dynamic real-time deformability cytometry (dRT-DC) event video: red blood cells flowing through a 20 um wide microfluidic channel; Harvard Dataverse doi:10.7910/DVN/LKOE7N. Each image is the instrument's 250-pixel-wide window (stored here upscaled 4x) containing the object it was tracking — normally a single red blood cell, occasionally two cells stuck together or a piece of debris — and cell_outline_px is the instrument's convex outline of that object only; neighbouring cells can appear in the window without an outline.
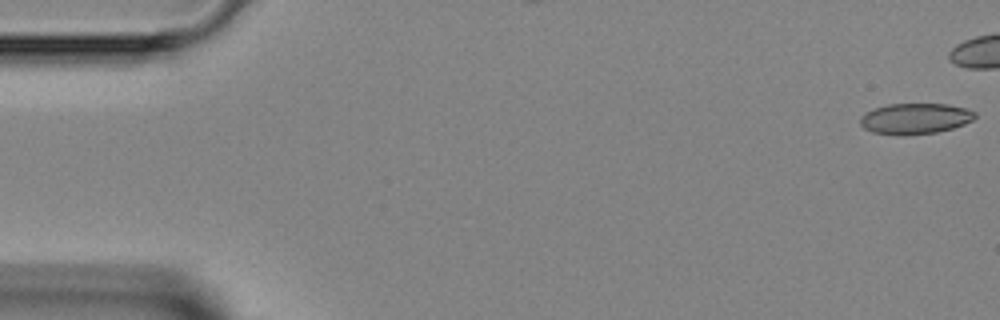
{"species": "Egyptian fruit bat (a non-hibernating species)", "species_latin": "Rousettus aegyptiacus", "temperature_condition": "room temperature", "stored_images_in_passage": 37, "camera_frame_rate_fps": 3000, "um_per_image_px": 0.085, "animal": {"sex": "female"}, "frame": {"image": 1, "passage_image": 1, "time_ms": 0.0, "image_size_px": [1000, 320], "cell_outline_px": [[976, 116], [972, 120], [964, 124], [952, 128], [936, 132], [900, 136], [872, 132], [864, 128], [860, 124], [860, 116], [864, 112], [872, 108], [888, 104], [948, 104], [968, 108], [976, 112]], "centroid_in_image_um": [77.76, 10.07], "position_along_channel_um": 7.2, "area_um2": 20.87}}
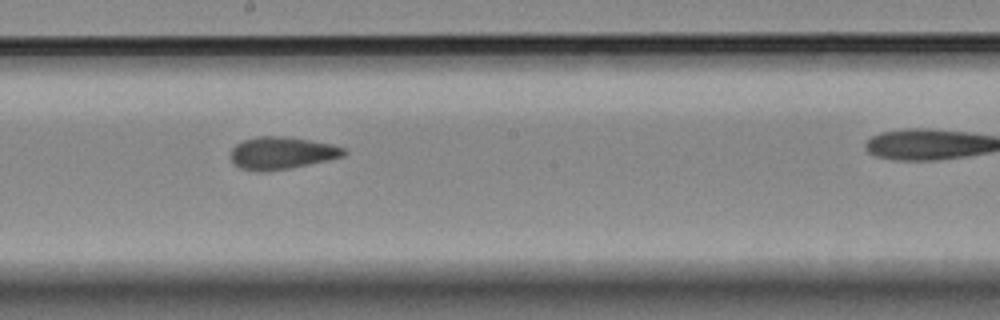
{"frame": {"image": 2, "passage_image": 25, "time_ms": 8.0, "image_size_px": [1000, 320], "cell_outline_px": [[348, 152], [344, 156], [328, 160], [288, 168], [260, 172], [240, 168], [232, 160], [232, 148], [236, 144], [244, 140], [256, 136], [284, 136], [332, 144], [348, 148]], "centroid_in_image_um": [23.99, 12.99], "position_along_channel_um": 224.2, "area_um2": 21.21}}
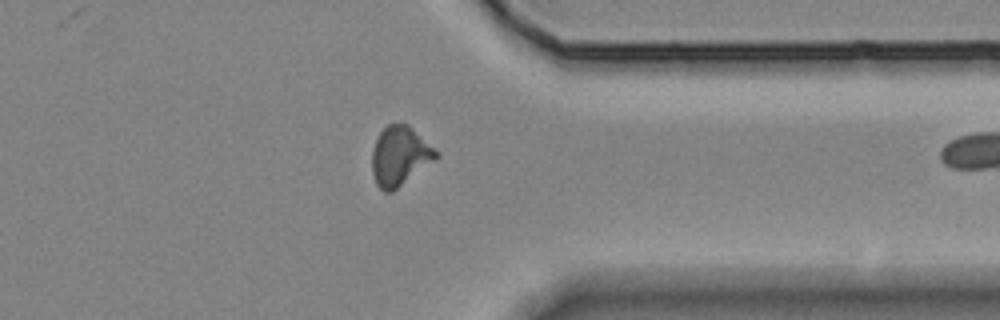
{"frame": {"image": 3, "passage_image": 36, "time_ms": 11.667, "image_size_px": [1000, 320], "cell_outline_px": [[440, 156], [436, 160], [392, 192], [384, 192], [376, 184], [372, 172], [372, 148], [380, 132], [388, 124], [408, 124], [440, 152]], "centroid_in_image_um": [34.01, 13.27], "position_along_channel_um": 377.4, "area_um2": 22.31}}